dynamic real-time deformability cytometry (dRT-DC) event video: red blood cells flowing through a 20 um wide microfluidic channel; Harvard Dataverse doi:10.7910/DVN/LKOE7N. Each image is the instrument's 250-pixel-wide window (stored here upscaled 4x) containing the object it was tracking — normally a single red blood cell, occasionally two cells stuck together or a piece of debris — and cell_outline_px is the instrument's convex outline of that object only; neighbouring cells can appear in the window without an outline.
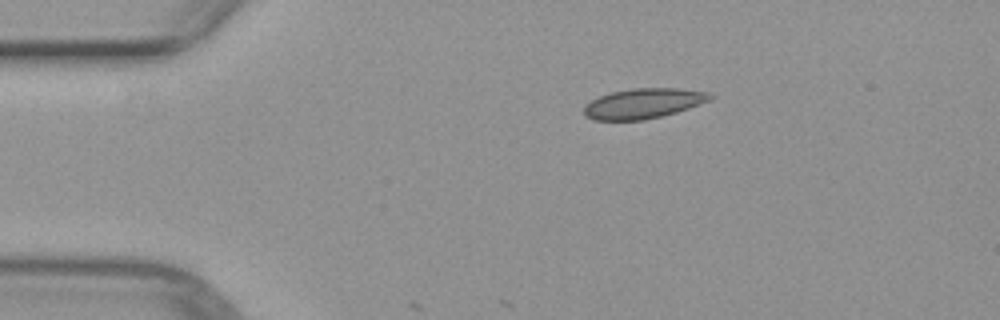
{"species": "common noctule bat (a hibernating species)", "species_latin": "Nyctalus noctula", "temperature_condition": "warm", "stored_images_in_passage": 4, "camera_frame_rate_fps": 3000, "um_per_image_px": 0.085, "animal": {"sex": "female", "body_mass_g": 29.2, "forearm_length_mm": 56.3}, "frame": {"image": 1, "passage_image": 1, "time_ms": 0.0, "image_size_px": [1000, 320], "cell_outline_px": [[712, 100], [676, 112], [644, 120], [592, 120], [584, 116], [584, 108], [592, 100], [600, 96], [612, 92], [632, 88], [676, 88], [708, 92], [712, 96]], "centroid_in_image_um": [54.68, 8.79], "position_along_channel_um": 30.3, "area_um2": 21.96}}